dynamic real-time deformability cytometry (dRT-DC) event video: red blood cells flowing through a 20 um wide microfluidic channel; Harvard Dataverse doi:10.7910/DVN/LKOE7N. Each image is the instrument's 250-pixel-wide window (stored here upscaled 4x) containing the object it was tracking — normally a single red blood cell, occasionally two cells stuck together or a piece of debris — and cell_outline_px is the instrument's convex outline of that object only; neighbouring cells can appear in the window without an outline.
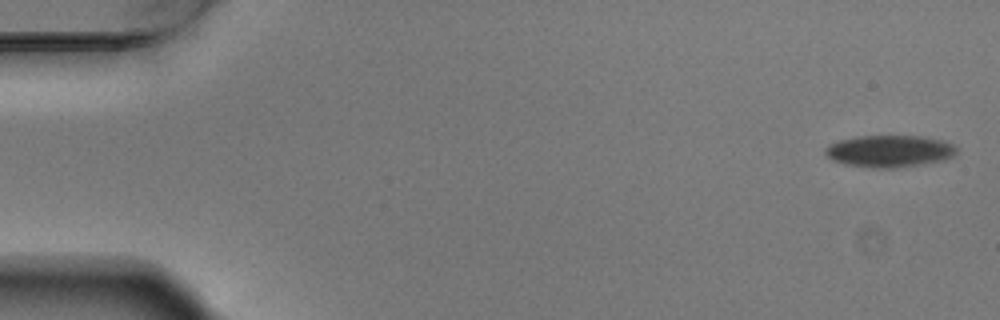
{"species": "Egyptian fruit bat (a non-hibernating species)", "species_latin": "Rousettus aegyptiacus", "temperature_condition": "warm", "stored_images_in_passage": 5, "camera_frame_rate_fps": 3000, "um_per_image_px": 0.085, "animal": {"sex": "male"}, "frame": {"image": 1, "passage_image": 1, "time_ms": 0.0, "image_size_px": [1000, 320], "cell_outline_px": [[956, 152], [952, 156], [944, 160], [920, 164], [892, 168], [880, 168], [848, 164], [832, 160], [824, 152], [824, 148], [828, 144], [840, 140], [856, 136], [920, 136], [944, 140], [952, 144], [956, 148]], "centroid_in_image_um": [75.59, 12.83], "position_along_channel_um": 9.4, "area_um2": 24.22}}
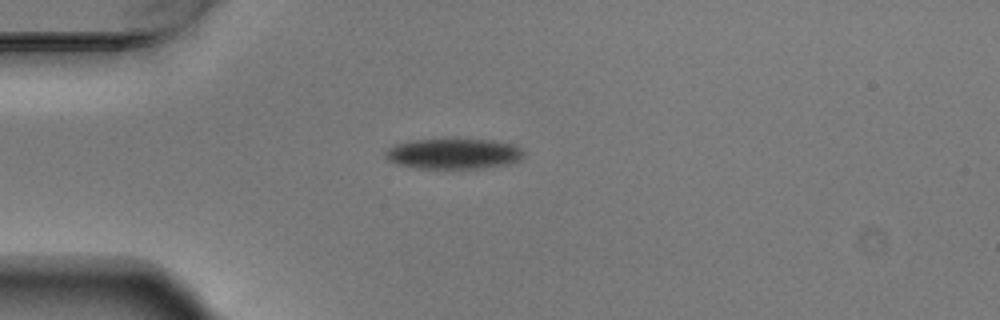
{"frame": {"image": 2, "passage_image": 4, "time_ms": 1.0, "image_size_px": [1000, 320], "cell_outline_px": [[524, 156], [520, 160], [508, 164], [480, 168], [416, 168], [396, 164], [388, 160], [384, 156], [384, 152], [388, 148], [396, 144], [408, 140], [492, 140], [512, 144], [520, 148]], "centroid_in_image_um": [38.51, 13.07], "position_along_channel_um": 46.5, "area_um2": 24.39}}
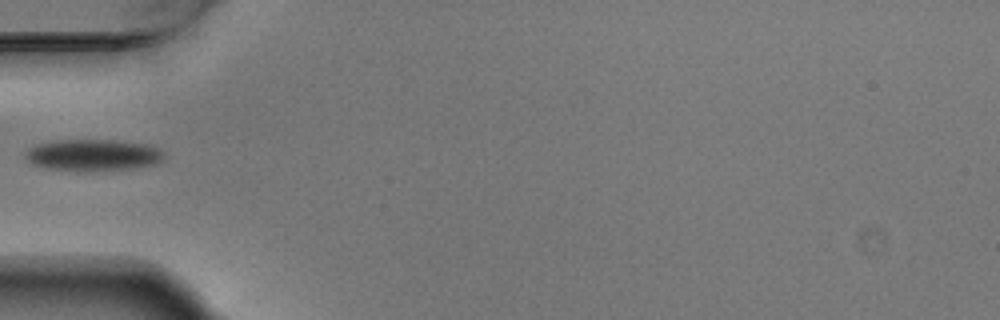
{"frame": {"image": 3, "passage_image": 5, "time_ms": 1.333, "image_size_px": [1000, 320], "cell_outline_px": [[164, 160], [160, 164], [140, 168], [92, 172], [76, 172], [44, 168], [32, 164], [24, 160], [24, 152], [40, 144], [52, 140], [112, 140], [144, 144], [156, 148], [164, 152]], "centroid_in_image_um": [7.92, 13.22], "position_along_channel_um": 77.1, "area_um2": 26.3}}